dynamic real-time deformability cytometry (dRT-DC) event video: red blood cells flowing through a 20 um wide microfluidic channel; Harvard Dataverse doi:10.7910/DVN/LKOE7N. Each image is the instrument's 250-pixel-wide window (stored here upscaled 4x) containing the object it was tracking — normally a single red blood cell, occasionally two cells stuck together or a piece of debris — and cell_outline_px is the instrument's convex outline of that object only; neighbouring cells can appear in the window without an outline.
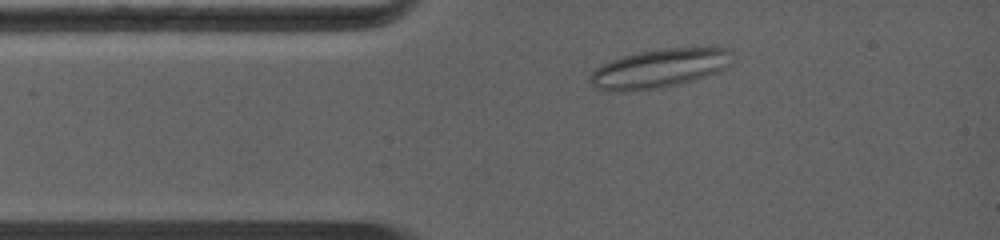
{"species": "common noctule bat (a hibernating species)", "species_latin": "Nyctalus noctula", "temperature_condition": "warm", "stored_images_in_passage": 56, "camera_frame_rate_fps": 5000, "um_per_image_px": 0.085, "animal": {"sex": "female", "body_mass_g": 19.0, "forearm_length_mm": 56.7}, "frame": {"image": 1, "passage_image": 7, "time_ms": 1.2, "image_size_px": [1000, 240], "cell_outline_px": [[732, 64], [728, 68], [692, 80], [676, 84], [656, 88], [632, 92], [616, 92], [596, 88], [588, 80], [588, 76], [596, 68], [612, 60], [624, 56], [640, 52], [664, 48], [716, 44], [728, 48], [732, 52]], "centroid_in_image_um": [56.15, 5.77], "position_along_channel_um": 28.9, "area_um2": 32.95}}
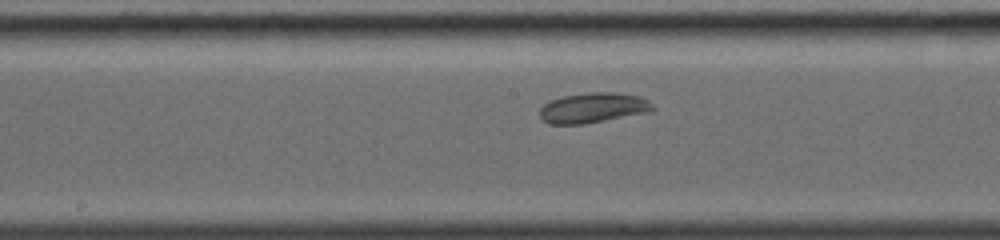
{"frame": {"image": 2, "passage_image": 28, "time_ms": 5.4, "image_size_px": [1000, 240], "cell_outline_px": [[656, 108], [648, 112], [584, 124], [552, 124], [544, 120], [540, 116], [540, 108], [544, 104], [552, 100], [564, 96], [588, 92], [616, 92], [640, 96], [648, 100]], "centroid_in_image_um": [50.44, 9.15], "position_along_channel_um": 197.8, "area_um2": 19.71}}
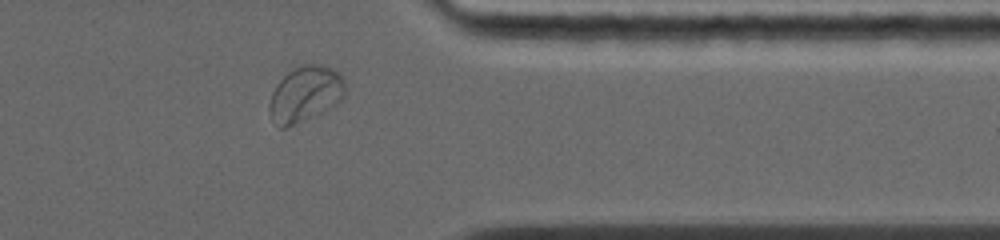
{"frame": {"image": 3, "passage_image": 50, "time_ms": 9.8, "image_size_px": [1000, 240], "cell_outline_px": [[344, 96], [340, 100], [328, 108], [284, 128], [276, 128], [268, 112], [268, 104], [272, 92], [276, 84], [292, 68], [304, 64], [316, 64], [332, 68], [344, 80]], "centroid_in_image_um": [25.88, 7.98], "position_along_channel_um": 385.5, "area_um2": 24.22}, "authors_computed_cell_mechanics": {"area_um2": 20.2011, "velocity_mm_per_s": 4.4143, "shape_relaxation_time_tau1_ms": null, "shape_relaxation_time_tau2_ms": 4.3014, "deformation_change_tau1": null, "deformation_change_tau2": 0.0991}}